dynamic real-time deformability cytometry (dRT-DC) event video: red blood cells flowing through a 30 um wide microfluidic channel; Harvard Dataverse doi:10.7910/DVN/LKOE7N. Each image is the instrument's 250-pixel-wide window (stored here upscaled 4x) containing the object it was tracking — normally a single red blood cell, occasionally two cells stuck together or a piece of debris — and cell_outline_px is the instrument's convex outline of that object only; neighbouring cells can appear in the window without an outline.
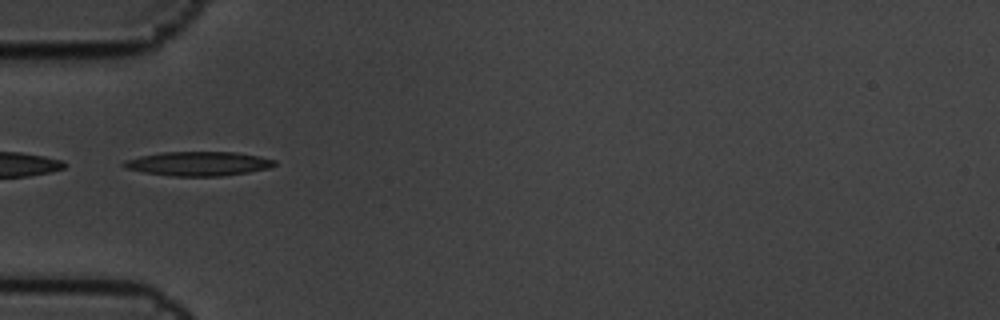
{"species": "common noctule bat (a hibernating species)", "species_latin": "Nyctalus noctula", "temperature_condition": "cold", "stored_images_in_passage": 6, "camera_frame_rate_fps": 3000, "um_per_image_px": 0.085, "animal": {"sex": "male", "body_mass_g": 19.5, "forearm_length_mm": 54.6}, "frame": {"image": 1, "passage_image": 6, "time_ms": 1.667, "image_size_px": [1000, 320], "cell_outline_px": [[276, 164], [268, 168], [248, 172], [220, 176], [172, 176], [144, 172], [124, 168], [120, 164], [124, 160], [140, 156], [160, 152], [236, 152], [260, 156], [276, 160]], "centroid_in_image_um": [16.83, 13.9], "position_along_channel_um": 68.2, "area_um2": 21.33}}